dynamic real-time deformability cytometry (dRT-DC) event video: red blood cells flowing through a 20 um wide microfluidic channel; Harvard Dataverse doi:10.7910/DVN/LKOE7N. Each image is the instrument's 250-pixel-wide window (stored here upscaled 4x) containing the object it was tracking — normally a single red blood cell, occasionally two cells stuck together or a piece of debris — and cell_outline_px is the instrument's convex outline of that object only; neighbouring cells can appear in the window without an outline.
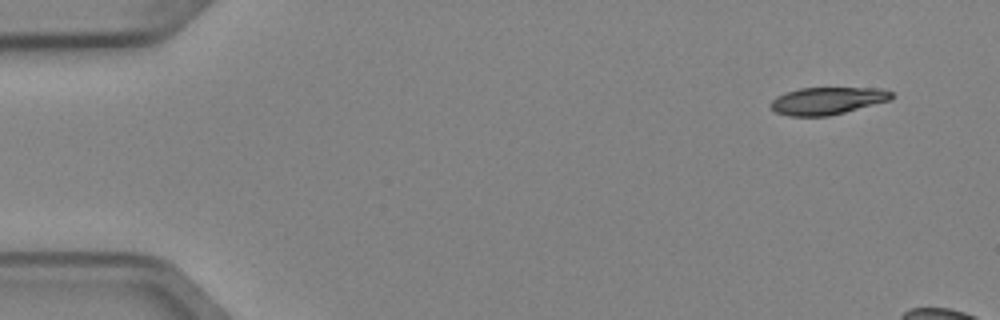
{"species": "Egyptian fruit bat (a non-hibernating species)", "species_latin": "Rousettus aegyptiacus", "temperature_condition": "cold", "stored_images_in_passage": 6, "segment_of_instrument_passage": [2, 2], "camera_frame_rate_fps": 3000, "um_per_image_px": 0.085, "animal": {"sex": "female"}, "frame": {"image": 1, "passage_image": 6, "time_ms": 1.667, "image_size_px": [1000, 320], "cell_outline_px": [[892, 96], [888, 100], [844, 112], [828, 116], [788, 116], [776, 112], [768, 104], [776, 96], [784, 92], [800, 88], [884, 88], [892, 92]], "centroid_in_image_um": [70.26, 8.56], "position_along_channel_um": 14.7, "area_um2": 19.13}}